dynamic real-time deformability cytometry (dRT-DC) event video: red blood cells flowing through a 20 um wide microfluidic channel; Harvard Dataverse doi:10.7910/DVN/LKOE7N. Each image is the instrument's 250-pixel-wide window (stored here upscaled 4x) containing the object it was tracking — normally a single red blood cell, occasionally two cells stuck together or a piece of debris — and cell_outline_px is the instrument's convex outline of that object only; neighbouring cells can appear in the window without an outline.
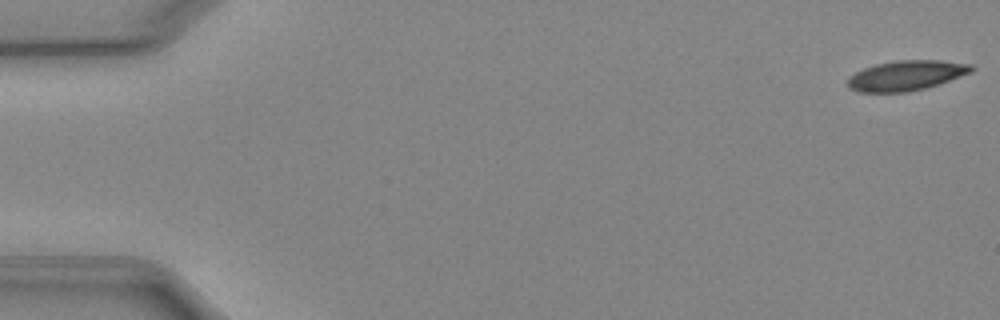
{"species": "Egyptian fruit bat (a non-hibernating species)", "species_latin": "Rousettus aegyptiacus", "temperature_condition": "cold", "stored_images_in_passage": 51, "camera_frame_rate_fps": 3000, "um_per_image_px": 0.085, "animal": {"sex": "female"}, "frame": {"image": 1, "passage_image": 1, "time_ms": 0.0, "image_size_px": [1000, 320], "cell_outline_px": [[976, 68], [972, 72], [924, 88], [908, 92], [860, 92], [848, 88], [848, 80], [856, 72], [864, 68], [876, 64], [896, 60], [940, 60], [972, 64]], "centroid_in_image_um": [77.05, 6.41], "position_along_channel_um": 8.0, "area_um2": 21.44}}
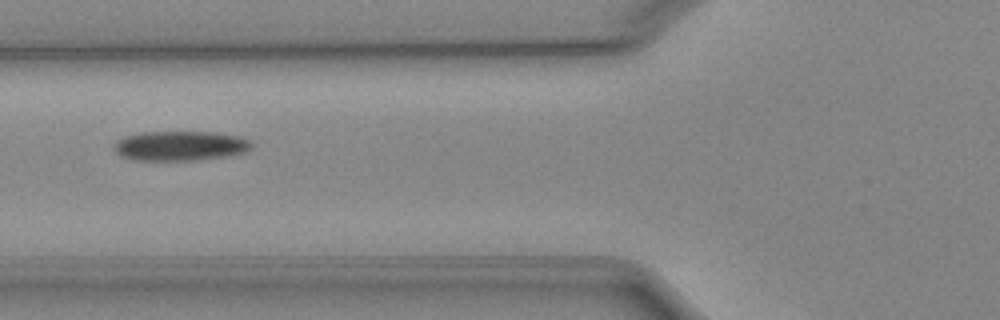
{"frame": {"image": 2, "passage_image": 20, "time_ms": 6.333, "image_size_px": [1000, 320], "cell_outline_px": [[252, 148], [244, 152], [228, 156], [200, 160], [132, 160], [120, 156], [112, 148], [116, 140], [124, 136], [140, 132], [216, 132], [236, 136], [248, 140], [252, 144]], "centroid_in_image_um": [15.27, 12.4], "position_along_channel_um": 110.5, "area_um2": 23.99}}
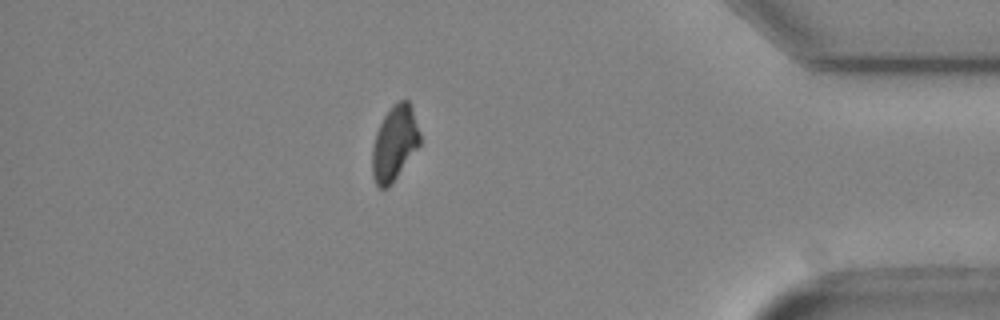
{"frame": {"image": 3, "passage_image": 45, "time_ms": 14.667, "image_size_px": [1000, 320], "cell_outline_px": [[420, 144], [396, 176], [384, 188], [380, 188], [376, 184], [372, 176], [372, 148], [376, 132], [384, 116], [392, 104], [400, 100], [408, 100], [412, 108], [420, 132]], "centroid_in_image_um": [33.52, 12.12], "position_along_channel_um": 401.7, "area_um2": 20.35}, "authors_computed_cell_mechanics": {"area_um2": 22.542, "velocity_mm_per_s": 3.9355, "shape_relaxation_time_tau1_ms": 6.3947, "shape_relaxation_time_tau2_ms": null, "deformation_change_tau1": 0.1176, "deformation_change_tau2": null}}